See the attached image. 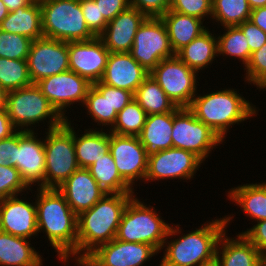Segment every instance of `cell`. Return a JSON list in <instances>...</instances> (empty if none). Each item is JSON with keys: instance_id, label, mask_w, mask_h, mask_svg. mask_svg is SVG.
Masks as SVG:
<instances>
[{"instance_id": "1", "label": "cell", "mask_w": 266, "mask_h": 266, "mask_svg": "<svg viewBox=\"0 0 266 266\" xmlns=\"http://www.w3.org/2000/svg\"><path fill=\"white\" fill-rule=\"evenodd\" d=\"M233 215L206 221L187 234L182 233L180 224L172 223L162 247V250L165 248L163 258L158 266H207L215 263L218 242L232 222Z\"/></svg>"}, {"instance_id": "2", "label": "cell", "mask_w": 266, "mask_h": 266, "mask_svg": "<svg viewBox=\"0 0 266 266\" xmlns=\"http://www.w3.org/2000/svg\"><path fill=\"white\" fill-rule=\"evenodd\" d=\"M36 216L38 234L47 235V243L62 263L75 260L77 265V215L57 188H37ZM75 258V259H74Z\"/></svg>"}, {"instance_id": "3", "label": "cell", "mask_w": 266, "mask_h": 266, "mask_svg": "<svg viewBox=\"0 0 266 266\" xmlns=\"http://www.w3.org/2000/svg\"><path fill=\"white\" fill-rule=\"evenodd\" d=\"M135 193H106L77 217V265L97 247L116 238L122 214Z\"/></svg>"}, {"instance_id": "4", "label": "cell", "mask_w": 266, "mask_h": 266, "mask_svg": "<svg viewBox=\"0 0 266 266\" xmlns=\"http://www.w3.org/2000/svg\"><path fill=\"white\" fill-rule=\"evenodd\" d=\"M234 88L211 91L194 96L188 109L223 141L235 124L257 116L259 109ZM202 95V96H201Z\"/></svg>"}, {"instance_id": "5", "label": "cell", "mask_w": 266, "mask_h": 266, "mask_svg": "<svg viewBox=\"0 0 266 266\" xmlns=\"http://www.w3.org/2000/svg\"><path fill=\"white\" fill-rule=\"evenodd\" d=\"M156 210L154 206H147L135 195L122 214L116 239L146 243L160 253L171 225L164 222L165 220Z\"/></svg>"}, {"instance_id": "6", "label": "cell", "mask_w": 266, "mask_h": 266, "mask_svg": "<svg viewBox=\"0 0 266 266\" xmlns=\"http://www.w3.org/2000/svg\"><path fill=\"white\" fill-rule=\"evenodd\" d=\"M6 112L17 130L34 131L45 121L51 130L65 122L36 84L7 92Z\"/></svg>"}, {"instance_id": "7", "label": "cell", "mask_w": 266, "mask_h": 266, "mask_svg": "<svg viewBox=\"0 0 266 266\" xmlns=\"http://www.w3.org/2000/svg\"><path fill=\"white\" fill-rule=\"evenodd\" d=\"M46 38L64 42L87 41L96 36L85 22L79 0H39Z\"/></svg>"}, {"instance_id": "8", "label": "cell", "mask_w": 266, "mask_h": 266, "mask_svg": "<svg viewBox=\"0 0 266 266\" xmlns=\"http://www.w3.org/2000/svg\"><path fill=\"white\" fill-rule=\"evenodd\" d=\"M71 119L54 129L45 131V188H59L80 167L74 146V127Z\"/></svg>"}, {"instance_id": "9", "label": "cell", "mask_w": 266, "mask_h": 266, "mask_svg": "<svg viewBox=\"0 0 266 266\" xmlns=\"http://www.w3.org/2000/svg\"><path fill=\"white\" fill-rule=\"evenodd\" d=\"M176 107L188 108L197 94L199 74L176 55L161 60L150 72Z\"/></svg>"}, {"instance_id": "10", "label": "cell", "mask_w": 266, "mask_h": 266, "mask_svg": "<svg viewBox=\"0 0 266 266\" xmlns=\"http://www.w3.org/2000/svg\"><path fill=\"white\" fill-rule=\"evenodd\" d=\"M173 147L188 150L203 162L214 148L224 141L207 125L199 121L188 108L176 107L172 129Z\"/></svg>"}, {"instance_id": "11", "label": "cell", "mask_w": 266, "mask_h": 266, "mask_svg": "<svg viewBox=\"0 0 266 266\" xmlns=\"http://www.w3.org/2000/svg\"><path fill=\"white\" fill-rule=\"evenodd\" d=\"M130 54L149 73L161 60L175 55L161 17L144 20L135 34Z\"/></svg>"}, {"instance_id": "12", "label": "cell", "mask_w": 266, "mask_h": 266, "mask_svg": "<svg viewBox=\"0 0 266 266\" xmlns=\"http://www.w3.org/2000/svg\"><path fill=\"white\" fill-rule=\"evenodd\" d=\"M35 84L65 120L69 118L66 115L68 107L72 108L76 102L82 107L92 86L86 78L71 70L45 77Z\"/></svg>"}, {"instance_id": "13", "label": "cell", "mask_w": 266, "mask_h": 266, "mask_svg": "<svg viewBox=\"0 0 266 266\" xmlns=\"http://www.w3.org/2000/svg\"><path fill=\"white\" fill-rule=\"evenodd\" d=\"M109 151L118 173L132 189L137 186L135 182L145 183L148 156L138 136L117 135L110 132Z\"/></svg>"}, {"instance_id": "14", "label": "cell", "mask_w": 266, "mask_h": 266, "mask_svg": "<svg viewBox=\"0 0 266 266\" xmlns=\"http://www.w3.org/2000/svg\"><path fill=\"white\" fill-rule=\"evenodd\" d=\"M204 162L193 152L176 147L159 151L148 157V169L146 182L161 181L167 179H182L187 182L195 178L197 170Z\"/></svg>"}, {"instance_id": "15", "label": "cell", "mask_w": 266, "mask_h": 266, "mask_svg": "<svg viewBox=\"0 0 266 266\" xmlns=\"http://www.w3.org/2000/svg\"><path fill=\"white\" fill-rule=\"evenodd\" d=\"M27 66L33 84L69 70L68 42L42 37L31 42Z\"/></svg>"}, {"instance_id": "16", "label": "cell", "mask_w": 266, "mask_h": 266, "mask_svg": "<svg viewBox=\"0 0 266 266\" xmlns=\"http://www.w3.org/2000/svg\"><path fill=\"white\" fill-rule=\"evenodd\" d=\"M158 254L149 244L115 238L97 247L78 266H143Z\"/></svg>"}, {"instance_id": "17", "label": "cell", "mask_w": 266, "mask_h": 266, "mask_svg": "<svg viewBox=\"0 0 266 266\" xmlns=\"http://www.w3.org/2000/svg\"><path fill=\"white\" fill-rule=\"evenodd\" d=\"M45 163L44 137L38 138L35 131L19 130L15 168L30 189L33 186L45 188Z\"/></svg>"}, {"instance_id": "18", "label": "cell", "mask_w": 266, "mask_h": 266, "mask_svg": "<svg viewBox=\"0 0 266 266\" xmlns=\"http://www.w3.org/2000/svg\"><path fill=\"white\" fill-rule=\"evenodd\" d=\"M68 53L69 70L92 84L100 81L110 54L100 37L68 42Z\"/></svg>"}, {"instance_id": "19", "label": "cell", "mask_w": 266, "mask_h": 266, "mask_svg": "<svg viewBox=\"0 0 266 266\" xmlns=\"http://www.w3.org/2000/svg\"><path fill=\"white\" fill-rule=\"evenodd\" d=\"M18 197L0 199V231L31 239L38 236L36 203Z\"/></svg>"}, {"instance_id": "20", "label": "cell", "mask_w": 266, "mask_h": 266, "mask_svg": "<svg viewBox=\"0 0 266 266\" xmlns=\"http://www.w3.org/2000/svg\"><path fill=\"white\" fill-rule=\"evenodd\" d=\"M58 190L77 216L92 208L106 194L86 168L76 170Z\"/></svg>"}, {"instance_id": "21", "label": "cell", "mask_w": 266, "mask_h": 266, "mask_svg": "<svg viewBox=\"0 0 266 266\" xmlns=\"http://www.w3.org/2000/svg\"><path fill=\"white\" fill-rule=\"evenodd\" d=\"M130 52H110L107 65L100 82L135 93L136 89L149 76Z\"/></svg>"}, {"instance_id": "22", "label": "cell", "mask_w": 266, "mask_h": 266, "mask_svg": "<svg viewBox=\"0 0 266 266\" xmlns=\"http://www.w3.org/2000/svg\"><path fill=\"white\" fill-rule=\"evenodd\" d=\"M146 18L138 9L129 6L108 22L99 37L109 52H130L135 34Z\"/></svg>"}, {"instance_id": "23", "label": "cell", "mask_w": 266, "mask_h": 266, "mask_svg": "<svg viewBox=\"0 0 266 266\" xmlns=\"http://www.w3.org/2000/svg\"><path fill=\"white\" fill-rule=\"evenodd\" d=\"M226 232L217 245V266H261L263 255L243 234L231 238Z\"/></svg>"}, {"instance_id": "24", "label": "cell", "mask_w": 266, "mask_h": 266, "mask_svg": "<svg viewBox=\"0 0 266 266\" xmlns=\"http://www.w3.org/2000/svg\"><path fill=\"white\" fill-rule=\"evenodd\" d=\"M173 121L174 110L164 114L147 115L144 127L138 137L145 147L148 157L173 147L171 137Z\"/></svg>"}, {"instance_id": "25", "label": "cell", "mask_w": 266, "mask_h": 266, "mask_svg": "<svg viewBox=\"0 0 266 266\" xmlns=\"http://www.w3.org/2000/svg\"><path fill=\"white\" fill-rule=\"evenodd\" d=\"M207 28L203 33L181 48L175 55L197 73L211 67L218 55V38ZM202 70V71H201Z\"/></svg>"}, {"instance_id": "26", "label": "cell", "mask_w": 266, "mask_h": 266, "mask_svg": "<svg viewBox=\"0 0 266 266\" xmlns=\"http://www.w3.org/2000/svg\"><path fill=\"white\" fill-rule=\"evenodd\" d=\"M31 240L0 231V266H43Z\"/></svg>"}, {"instance_id": "27", "label": "cell", "mask_w": 266, "mask_h": 266, "mask_svg": "<svg viewBox=\"0 0 266 266\" xmlns=\"http://www.w3.org/2000/svg\"><path fill=\"white\" fill-rule=\"evenodd\" d=\"M0 30L30 38L32 41L44 37L41 21V5L35 0L27 7H19L0 23Z\"/></svg>"}, {"instance_id": "28", "label": "cell", "mask_w": 266, "mask_h": 266, "mask_svg": "<svg viewBox=\"0 0 266 266\" xmlns=\"http://www.w3.org/2000/svg\"><path fill=\"white\" fill-rule=\"evenodd\" d=\"M161 19L166 25L170 46L175 54L208 28L203 25V20L172 10L163 14Z\"/></svg>"}, {"instance_id": "29", "label": "cell", "mask_w": 266, "mask_h": 266, "mask_svg": "<svg viewBox=\"0 0 266 266\" xmlns=\"http://www.w3.org/2000/svg\"><path fill=\"white\" fill-rule=\"evenodd\" d=\"M84 130L80 135L74 130V146L79 167L88 169L109 151L110 132L97 127Z\"/></svg>"}, {"instance_id": "30", "label": "cell", "mask_w": 266, "mask_h": 266, "mask_svg": "<svg viewBox=\"0 0 266 266\" xmlns=\"http://www.w3.org/2000/svg\"><path fill=\"white\" fill-rule=\"evenodd\" d=\"M228 198L241 208L252 222L266 220V182L247 183L231 188Z\"/></svg>"}, {"instance_id": "31", "label": "cell", "mask_w": 266, "mask_h": 266, "mask_svg": "<svg viewBox=\"0 0 266 266\" xmlns=\"http://www.w3.org/2000/svg\"><path fill=\"white\" fill-rule=\"evenodd\" d=\"M134 100L147 115L169 113L176 108L175 104L150 74L136 89Z\"/></svg>"}, {"instance_id": "32", "label": "cell", "mask_w": 266, "mask_h": 266, "mask_svg": "<svg viewBox=\"0 0 266 266\" xmlns=\"http://www.w3.org/2000/svg\"><path fill=\"white\" fill-rule=\"evenodd\" d=\"M88 170L106 193H135L120 176L110 151L100 157Z\"/></svg>"}, {"instance_id": "33", "label": "cell", "mask_w": 266, "mask_h": 266, "mask_svg": "<svg viewBox=\"0 0 266 266\" xmlns=\"http://www.w3.org/2000/svg\"><path fill=\"white\" fill-rule=\"evenodd\" d=\"M82 107H85L87 115L94 120L92 122L102 126V130L105 127L110 130L109 85L100 81L93 83Z\"/></svg>"}, {"instance_id": "34", "label": "cell", "mask_w": 266, "mask_h": 266, "mask_svg": "<svg viewBox=\"0 0 266 266\" xmlns=\"http://www.w3.org/2000/svg\"><path fill=\"white\" fill-rule=\"evenodd\" d=\"M251 11L248 0H212L211 20L219 27L238 26L250 19Z\"/></svg>"}, {"instance_id": "35", "label": "cell", "mask_w": 266, "mask_h": 266, "mask_svg": "<svg viewBox=\"0 0 266 266\" xmlns=\"http://www.w3.org/2000/svg\"><path fill=\"white\" fill-rule=\"evenodd\" d=\"M223 29L222 35L217 34L218 55L226 58L235 57L234 59L237 58L245 67L252 54L246 37L237 26H225Z\"/></svg>"}, {"instance_id": "36", "label": "cell", "mask_w": 266, "mask_h": 266, "mask_svg": "<svg viewBox=\"0 0 266 266\" xmlns=\"http://www.w3.org/2000/svg\"><path fill=\"white\" fill-rule=\"evenodd\" d=\"M26 60L0 57V88L6 92L32 85Z\"/></svg>"}, {"instance_id": "37", "label": "cell", "mask_w": 266, "mask_h": 266, "mask_svg": "<svg viewBox=\"0 0 266 266\" xmlns=\"http://www.w3.org/2000/svg\"><path fill=\"white\" fill-rule=\"evenodd\" d=\"M147 113L133 99L118 114L109 132L117 135L138 136L146 122Z\"/></svg>"}, {"instance_id": "38", "label": "cell", "mask_w": 266, "mask_h": 266, "mask_svg": "<svg viewBox=\"0 0 266 266\" xmlns=\"http://www.w3.org/2000/svg\"><path fill=\"white\" fill-rule=\"evenodd\" d=\"M32 40L23 35L0 30V57L26 60Z\"/></svg>"}, {"instance_id": "39", "label": "cell", "mask_w": 266, "mask_h": 266, "mask_svg": "<svg viewBox=\"0 0 266 266\" xmlns=\"http://www.w3.org/2000/svg\"><path fill=\"white\" fill-rule=\"evenodd\" d=\"M244 81L266 91V43L251 54L249 62L244 67ZM265 89V90H264Z\"/></svg>"}, {"instance_id": "40", "label": "cell", "mask_w": 266, "mask_h": 266, "mask_svg": "<svg viewBox=\"0 0 266 266\" xmlns=\"http://www.w3.org/2000/svg\"><path fill=\"white\" fill-rule=\"evenodd\" d=\"M28 190L31 191L25 182L22 180L19 171L12 166L4 165L0 166V199L20 195L22 196Z\"/></svg>"}, {"instance_id": "41", "label": "cell", "mask_w": 266, "mask_h": 266, "mask_svg": "<svg viewBox=\"0 0 266 266\" xmlns=\"http://www.w3.org/2000/svg\"><path fill=\"white\" fill-rule=\"evenodd\" d=\"M169 10L204 21L212 17V0H171Z\"/></svg>"}, {"instance_id": "42", "label": "cell", "mask_w": 266, "mask_h": 266, "mask_svg": "<svg viewBox=\"0 0 266 266\" xmlns=\"http://www.w3.org/2000/svg\"><path fill=\"white\" fill-rule=\"evenodd\" d=\"M81 10L89 30L99 37L105 30L108 21L100 14L98 4L95 0H79Z\"/></svg>"}, {"instance_id": "43", "label": "cell", "mask_w": 266, "mask_h": 266, "mask_svg": "<svg viewBox=\"0 0 266 266\" xmlns=\"http://www.w3.org/2000/svg\"><path fill=\"white\" fill-rule=\"evenodd\" d=\"M133 99L132 92L109 85L110 129L116 122L117 114Z\"/></svg>"}, {"instance_id": "44", "label": "cell", "mask_w": 266, "mask_h": 266, "mask_svg": "<svg viewBox=\"0 0 266 266\" xmlns=\"http://www.w3.org/2000/svg\"><path fill=\"white\" fill-rule=\"evenodd\" d=\"M171 0H129L130 7L138 9L146 17H161L170 9Z\"/></svg>"}, {"instance_id": "45", "label": "cell", "mask_w": 266, "mask_h": 266, "mask_svg": "<svg viewBox=\"0 0 266 266\" xmlns=\"http://www.w3.org/2000/svg\"><path fill=\"white\" fill-rule=\"evenodd\" d=\"M237 27L246 37L251 53L259 50L266 43V33L256 26L252 21L246 20Z\"/></svg>"}, {"instance_id": "46", "label": "cell", "mask_w": 266, "mask_h": 266, "mask_svg": "<svg viewBox=\"0 0 266 266\" xmlns=\"http://www.w3.org/2000/svg\"><path fill=\"white\" fill-rule=\"evenodd\" d=\"M16 149H19V130L10 137L0 140V166L15 167Z\"/></svg>"}, {"instance_id": "47", "label": "cell", "mask_w": 266, "mask_h": 266, "mask_svg": "<svg viewBox=\"0 0 266 266\" xmlns=\"http://www.w3.org/2000/svg\"><path fill=\"white\" fill-rule=\"evenodd\" d=\"M252 227L242 232L243 234L260 252L266 256V220L254 222Z\"/></svg>"}, {"instance_id": "48", "label": "cell", "mask_w": 266, "mask_h": 266, "mask_svg": "<svg viewBox=\"0 0 266 266\" xmlns=\"http://www.w3.org/2000/svg\"><path fill=\"white\" fill-rule=\"evenodd\" d=\"M95 2L98 4L100 14H103L108 22L130 6L129 0H95Z\"/></svg>"}, {"instance_id": "49", "label": "cell", "mask_w": 266, "mask_h": 266, "mask_svg": "<svg viewBox=\"0 0 266 266\" xmlns=\"http://www.w3.org/2000/svg\"><path fill=\"white\" fill-rule=\"evenodd\" d=\"M16 131L6 110L0 111V140L10 137Z\"/></svg>"}, {"instance_id": "50", "label": "cell", "mask_w": 266, "mask_h": 266, "mask_svg": "<svg viewBox=\"0 0 266 266\" xmlns=\"http://www.w3.org/2000/svg\"><path fill=\"white\" fill-rule=\"evenodd\" d=\"M249 20L266 33V6L252 9Z\"/></svg>"}, {"instance_id": "51", "label": "cell", "mask_w": 266, "mask_h": 266, "mask_svg": "<svg viewBox=\"0 0 266 266\" xmlns=\"http://www.w3.org/2000/svg\"><path fill=\"white\" fill-rule=\"evenodd\" d=\"M6 5L9 12H13L19 7H27L31 5L35 0H2Z\"/></svg>"}, {"instance_id": "52", "label": "cell", "mask_w": 266, "mask_h": 266, "mask_svg": "<svg viewBox=\"0 0 266 266\" xmlns=\"http://www.w3.org/2000/svg\"><path fill=\"white\" fill-rule=\"evenodd\" d=\"M7 92L0 88V111L6 110Z\"/></svg>"}, {"instance_id": "53", "label": "cell", "mask_w": 266, "mask_h": 266, "mask_svg": "<svg viewBox=\"0 0 266 266\" xmlns=\"http://www.w3.org/2000/svg\"><path fill=\"white\" fill-rule=\"evenodd\" d=\"M251 9L266 6V0H248Z\"/></svg>"}, {"instance_id": "54", "label": "cell", "mask_w": 266, "mask_h": 266, "mask_svg": "<svg viewBox=\"0 0 266 266\" xmlns=\"http://www.w3.org/2000/svg\"><path fill=\"white\" fill-rule=\"evenodd\" d=\"M8 10L6 8V5L2 0H0V23L3 21V19L8 15Z\"/></svg>"}, {"instance_id": "55", "label": "cell", "mask_w": 266, "mask_h": 266, "mask_svg": "<svg viewBox=\"0 0 266 266\" xmlns=\"http://www.w3.org/2000/svg\"><path fill=\"white\" fill-rule=\"evenodd\" d=\"M261 266H266V256H263Z\"/></svg>"}, {"instance_id": "56", "label": "cell", "mask_w": 266, "mask_h": 266, "mask_svg": "<svg viewBox=\"0 0 266 266\" xmlns=\"http://www.w3.org/2000/svg\"><path fill=\"white\" fill-rule=\"evenodd\" d=\"M207 266H217L215 263L211 264V265H207Z\"/></svg>"}]
</instances>
